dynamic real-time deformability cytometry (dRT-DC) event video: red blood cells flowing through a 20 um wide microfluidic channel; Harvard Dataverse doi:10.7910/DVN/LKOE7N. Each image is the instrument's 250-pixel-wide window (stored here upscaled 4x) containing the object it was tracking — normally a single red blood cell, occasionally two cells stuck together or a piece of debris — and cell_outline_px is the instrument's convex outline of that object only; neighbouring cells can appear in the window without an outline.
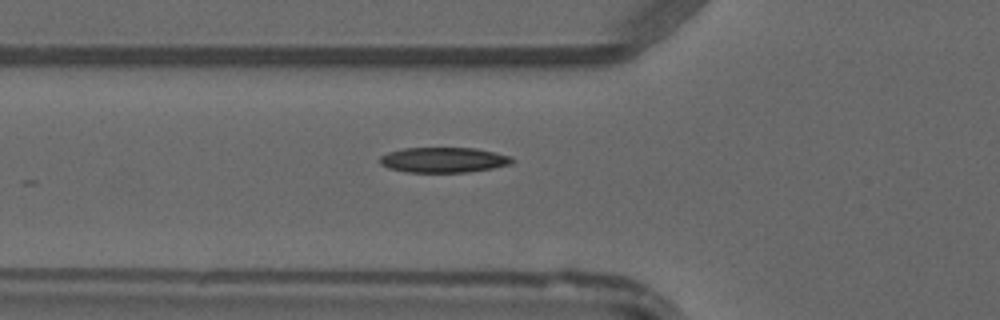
{"species": "common noctule bat (a hibernating species)", "species_latin": "Nyctalus noctula", "temperature_condition": "warm", "stored_images_in_passage": 28, "camera_frame_rate_fps": 3000, "um_per_image_px": 0.085, "animal": {"sex": "male", "forearm_length_mm": 52.5}, "frame": {"image": 1, "passage_image": 18, "time_ms": 5.667, "image_size_px": [1000, 320], "cell_outline_px": [[516, 160], [512, 164], [492, 168], [468, 172], [408, 172], [388, 168], [380, 164], [380, 156], [388, 152], [404, 148], [476, 148], [496, 152], [512, 156]], "centroid_in_image_um": [37.75, 13.59], "position_along_channel_um": 88.1, "area_um2": 19.59}}